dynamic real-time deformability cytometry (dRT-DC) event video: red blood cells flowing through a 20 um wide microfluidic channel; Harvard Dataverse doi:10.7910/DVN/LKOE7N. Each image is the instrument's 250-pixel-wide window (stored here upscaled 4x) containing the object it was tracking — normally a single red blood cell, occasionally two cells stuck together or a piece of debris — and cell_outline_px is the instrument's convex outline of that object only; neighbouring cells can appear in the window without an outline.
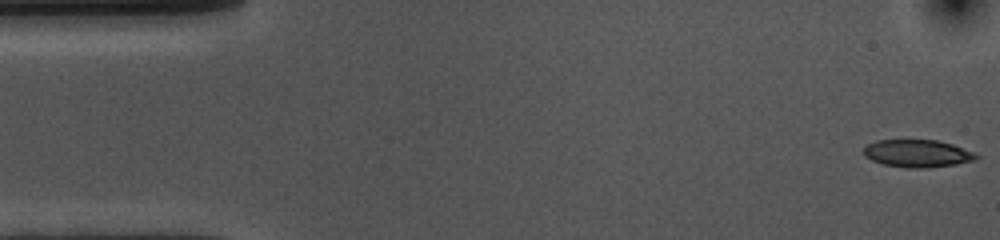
{"species": "common noctule bat (a hibernating species)", "species_latin": "Nyctalus noctula", "temperature_condition": "cold", "stored_images_in_passage": 54, "camera_frame_rate_fps": 3000, "um_per_image_px": 0.085, "animal": {"sex": "female", "body_mass_g": 10.0, "forearm_length_mm": 53.1}, "frame": {"image": 1, "passage_image": 1, "time_ms": 0.0, "image_size_px": [1000, 240], "cell_outline_px": [[980, 156], [976, 160], [956, 164], [924, 168], [908, 168], [880, 164], [864, 156], [864, 148], [868, 144], [876, 140], [936, 140], [952, 144], [972, 152]], "centroid_in_image_um": [77.96, 13.05], "position_along_channel_um": 7.0, "area_um2": 18.03}}
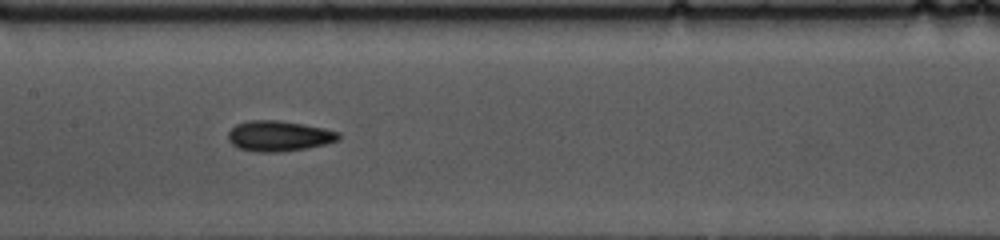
{"frame": {"image": 2, "passage_image": 25, "time_ms": 8.0, "image_size_px": [1000, 240], "cell_outline_px": [[340, 140], [308, 148], [280, 152], [260, 152], [240, 148], [232, 144], [228, 140], [228, 132], [236, 124], [248, 120], [280, 120], [304, 124], [324, 128], [340, 132]], "centroid_in_image_um": [23.72, 11.55], "position_along_channel_um": 183.7, "area_um2": 19.71}}
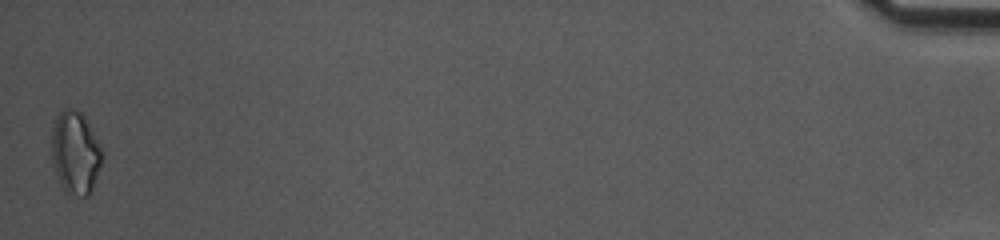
{"frame": {"image": 3, "passage_image": 54, "time_ms": 17.667, "image_size_px": [1000, 240], "cell_outline_px": [[104, 152], [92, 192], [88, 196], [80, 196], [64, 192], [60, 184], [52, 160], [52, 128], [56, 116], [64, 108], [72, 108], [80, 112], [84, 116]], "centroid_in_image_um": [6.41, 12.99], "position_along_channel_um": 428.8, "area_um2": 24.39}, "authors_computed_cell_mechanics": {"area_um2": 18.5827, "velocity_mm_per_s": 3.5876, "shape_relaxation_time_tau1_ms": 5.4809, "shape_relaxation_time_tau2_ms": 3.9613, "deformation_change_tau1": 0.1276, "deformation_change_tau2": 0.1139}}